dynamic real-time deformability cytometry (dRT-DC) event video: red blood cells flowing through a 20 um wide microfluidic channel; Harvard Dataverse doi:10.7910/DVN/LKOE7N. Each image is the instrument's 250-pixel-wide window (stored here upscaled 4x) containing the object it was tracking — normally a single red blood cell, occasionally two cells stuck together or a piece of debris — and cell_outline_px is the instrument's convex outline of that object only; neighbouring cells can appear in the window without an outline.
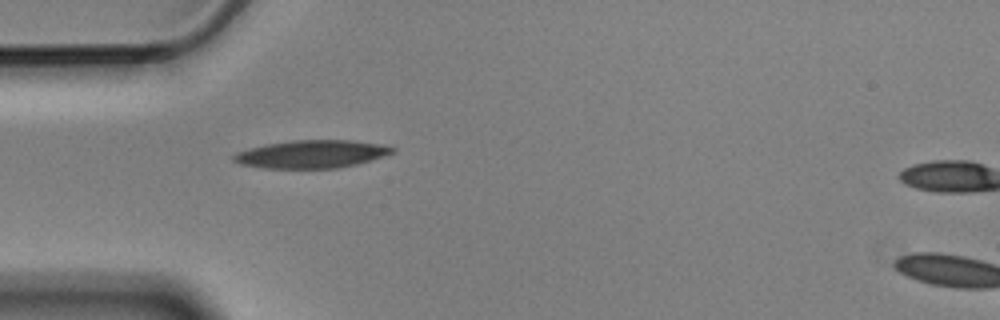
{"species": "Egyptian fruit bat (a non-hibernating species)", "species_latin": "Rousettus aegyptiacus", "temperature_condition": "cold", "stored_images_in_passage": 2, "camera_frame_rate_fps": 3000, "um_per_image_px": 0.085, "animal": {"sex": "male"}, "frame": {"image": 1, "passage_image": 1, "time_ms": 0.0, "image_size_px": [1000, 320], "cell_outline_px": [[396, 152], [372, 160], [340, 168], [264, 168], [240, 164], [232, 160], [232, 156], [236, 152], [268, 144], [292, 140], [348, 140], [380, 144], [396, 148]], "centroid_in_image_um": [26.51, 13.1], "position_along_channel_um": 58.5, "area_um2": 25.72}}